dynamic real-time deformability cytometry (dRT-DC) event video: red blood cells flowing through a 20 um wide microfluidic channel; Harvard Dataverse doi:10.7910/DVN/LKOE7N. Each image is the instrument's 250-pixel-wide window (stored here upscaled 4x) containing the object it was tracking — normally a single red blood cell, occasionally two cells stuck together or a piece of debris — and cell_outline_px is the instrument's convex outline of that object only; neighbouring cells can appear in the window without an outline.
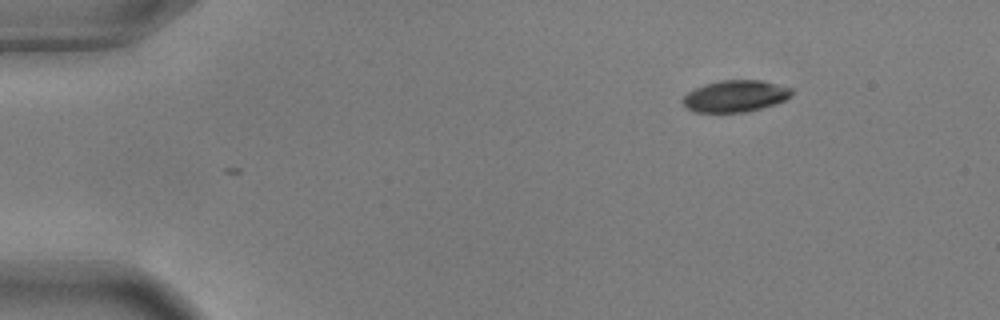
{"species": "common noctule bat (a hibernating species)", "species_latin": "Nyctalus noctula", "temperature_condition": "warm", "stored_images_in_passage": 4, "camera_frame_rate_fps": 3000, "um_per_image_px": 0.085, "animal": {"sex": "male", "body_mass_g": 17.9, "forearm_length_mm": 54.2}, "frame": {"image": 1, "passage_image": 4, "time_ms": 1.0, "image_size_px": [1000, 320], "cell_outline_px": [[792, 96], [776, 104], [744, 112], [692, 112], [684, 104], [684, 96], [688, 92], [704, 84], [720, 80], [760, 80], [792, 88]], "centroid_in_image_um": [62.51, 8.16], "position_along_channel_um": 22.5, "area_um2": 19.94}}